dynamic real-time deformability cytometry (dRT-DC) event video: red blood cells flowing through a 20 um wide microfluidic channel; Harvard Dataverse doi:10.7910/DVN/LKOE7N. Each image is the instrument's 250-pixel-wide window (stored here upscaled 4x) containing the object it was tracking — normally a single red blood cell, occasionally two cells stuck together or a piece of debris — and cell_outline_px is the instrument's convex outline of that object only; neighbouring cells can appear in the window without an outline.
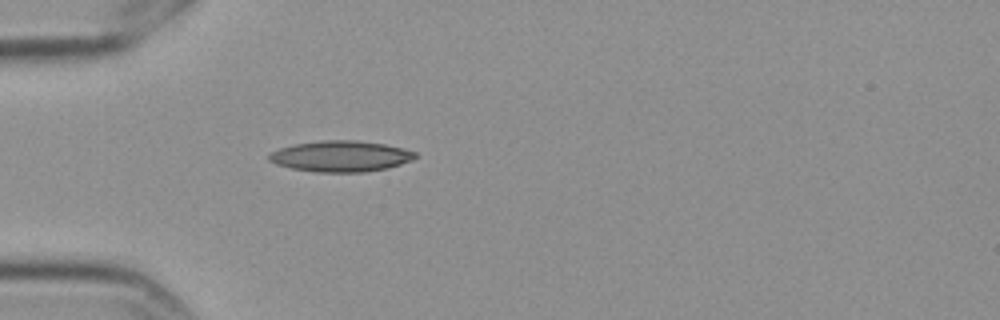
{"species": "Egyptian fruit bat (a non-hibernating species)", "species_latin": "Rousettus aegyptiacus", "temperature_condition": "cold", "stored_images_in_passage": 1, "camera_frame_rate_fps": 3000, "um_per_image_px": 0.085, "frame": {"image": 1, "passage_image": 1, "time_ms": 0.0, "image_size_px": [1000, 320], "cell_outline_px": [[416, 156], [412, 160], [388, 168], [364, 172], [316, 172], [292, 168], [276, 164], [268, 160], [268, 156], [272, 152], [280, 148], [296, 144], [324, 140], [356, 140], [384, 144], [416, 152]], "centroid_in_image_um": [28.96, 13.28], "position_along_channel_um": 56.0, "area_um2": 26.13}}